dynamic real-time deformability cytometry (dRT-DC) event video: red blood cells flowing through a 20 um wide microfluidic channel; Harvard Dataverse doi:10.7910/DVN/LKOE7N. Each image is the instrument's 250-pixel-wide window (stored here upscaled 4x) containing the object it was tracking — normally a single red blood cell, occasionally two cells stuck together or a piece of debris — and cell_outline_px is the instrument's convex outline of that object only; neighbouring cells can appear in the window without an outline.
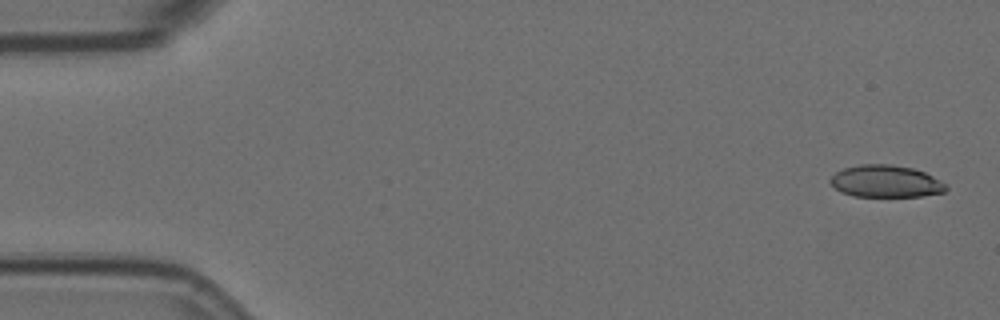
{"species": "Egyptian fruit bat (a non-hibernating species)", "species_latin": "Rousettus aegyptiacus", "temperature_condition": "room temperature", "stored_images_in_passage": 14, "camera_frame_rate_fps": 3000, "um_per_image_px": 0.085, "animal": {"sex": "female"}, "frame": {"image": 1, "passage_image": 1, "time_ms": 0.0, "image_size_px": [1000, 320], "cell_outline_px": [[948, 188], [944, 192], [920, 196], [852, 196], [840, 192], [828, 180], [836, 172], [844, 168], [860, 164], [892, 164], [912, 168], [924, 172], [940, 180]], "centroid_in_image_um": [75.26, 15.41], "position_along_channel_um": 9.7, "area_um2": 21.56}}
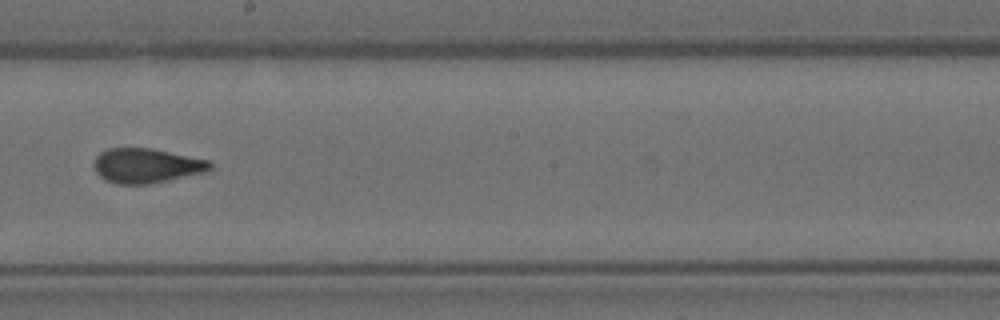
{"frame": {"image": 2, "passage_image": 9, "time_ms": 2.667, "image_size_px": [1000, 320], "cell_outline_px": [[212, 168], [204, 172], [152, 184], [116, 184], [104, 180], [96, 172], [96, 156], [100, 152], [108, 148], [148, 148], [208, 160], [212, 164]], "centroid_in_image_um": [12.43, 14.09], "position_along_channel_um": 235.8, "area_um2": 23.18}}
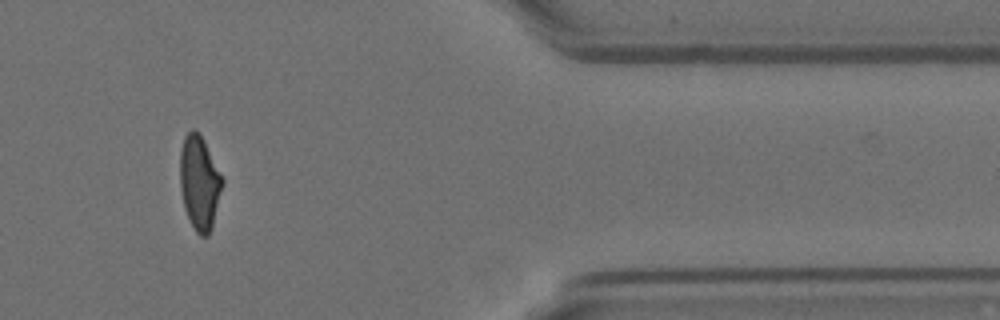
{"frame": {"image": 3, "passage_image": 13, "time_ms": 4.0, "image_size_px": [1000, 320], "cell_outline_px": [[224, 180], [212, 224], [208, 236], [200, 236], [196, 232], [184, 208], [180, 188], [180, 152], [184, 136], [192, 128], [200, 136]], "centroid_in_image_um": [16.93, 15.55], "position_along_channel_um": 394.5, "area_um2": 22.54}}